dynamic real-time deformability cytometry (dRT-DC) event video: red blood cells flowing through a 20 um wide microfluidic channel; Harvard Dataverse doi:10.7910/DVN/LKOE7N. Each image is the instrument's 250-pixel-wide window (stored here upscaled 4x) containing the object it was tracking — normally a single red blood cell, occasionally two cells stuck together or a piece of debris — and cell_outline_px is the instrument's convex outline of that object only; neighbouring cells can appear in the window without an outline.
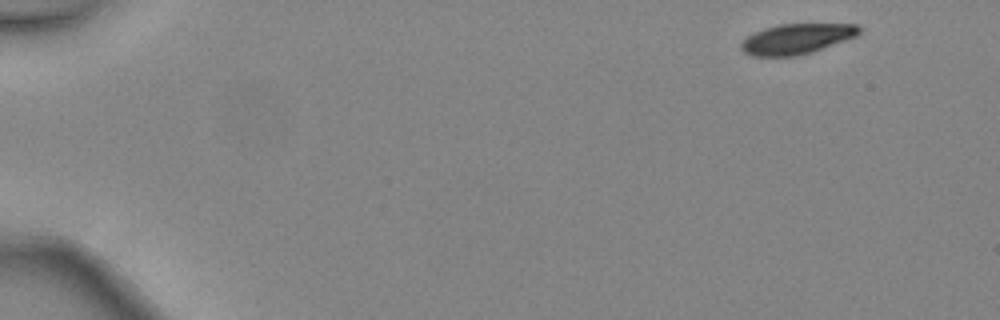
{"species": "common noctule bat (a hibernating species)", "species_latin": "Nyctalus noctula", "temperature_condition": "warm", "stored_images_in_passage": 4, "camera_frame_rate_fps": 3000, "um_per_image_px": 0.085, "animal": {"sex": "female", "body_mass_g": 24.6, "forearm_length_mm": 56.2}, "frame": {"image": 1, "passage_image": 1, "time_ms": 0.0, "image_size_px": [1000, 320], "cell_outline_px": [[860, 32], [856, 36], [812, 52], [800, 56], [752, 56], [744, 52], [740, 48], [740, 44], [748, 36], [764, 28], [780, 24], [856, 24], [860, 28]], "centroid_in_image_um": [67.7, 3.31], "position_along_channel_um": 17.3, "area_um2": 20.69}}
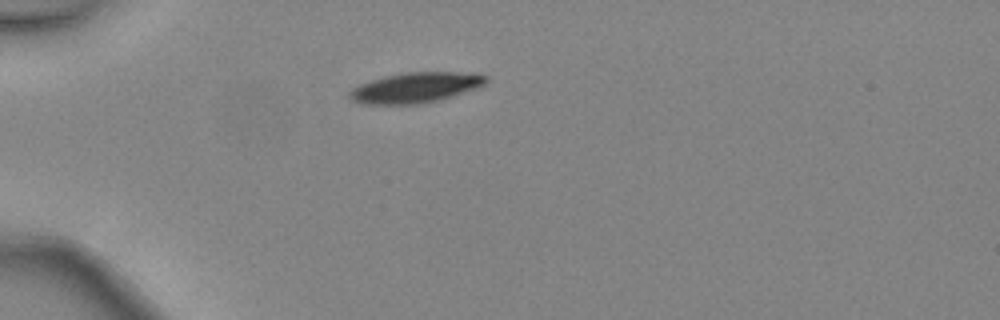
{"frame": {"image": 2, "passage_image": 4, "time_ms": 1.0, "image_size_px": [1000, 320], "cell_outline_px": [[488, 80], [484, 84], [476, 88], [440, 100], [420, 104], [364, 104], [352, 100], [348, 96], [348, 92], [352, 88], [360, 84], [384, 76], [404, 72], [480, 72], [488, 76]], "centroid_in_image_um": [35.35, 7.43], "position_along_channel_um": 49.6, "area_um2": 24.33}}